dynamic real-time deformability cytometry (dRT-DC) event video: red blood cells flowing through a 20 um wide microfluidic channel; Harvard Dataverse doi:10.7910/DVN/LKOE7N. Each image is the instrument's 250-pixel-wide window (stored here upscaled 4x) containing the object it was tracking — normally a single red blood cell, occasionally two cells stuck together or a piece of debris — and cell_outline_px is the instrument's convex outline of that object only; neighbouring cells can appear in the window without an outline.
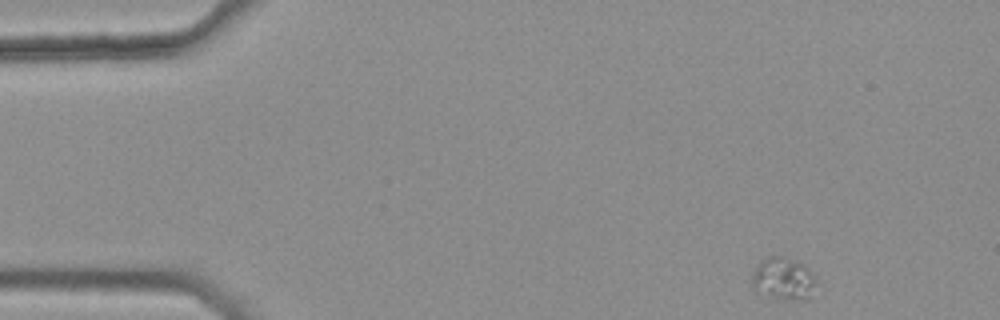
{"species": "common noctule bat (a hibernating species)", "species_latin": "Nyctalus noctula", "temperature_condition": "warm", "stored_images_in_passage": 41, "camera_frame_rate_fps": 3000, "um_per_image_px": 0.085, "animal": {"sex": "female", "body_mass_g": 25.1}, "frame": {"image": 1, "passage_image": 1, "time_ms": 0.0, "image_size_px": [1000, 320], "cell_outline_px": [[816, 284], [812, 296], [808, 300], [780, 300], [768, 296], [752, 288], [752, 272], [756, 264], [760, 260], [768, 256], [780, 256], [800, 264], [808, 268], [816, 276]], "centroid_in_image_um": [66.58, 23.73], "position_along_channel_um": 18.4, "area_um2": 16.18}, "authors_computed_cell_mechanics": {"area_um2": 10.5774, "velocity_mm_per_s": 3.7022, "shape_relaxation_time_tau1_ms": 0.9545, "shape_relaxation_time_tau2_ms": null, "deformation_change_tau1": 0.0272, "deformation_change_tau2": null}}